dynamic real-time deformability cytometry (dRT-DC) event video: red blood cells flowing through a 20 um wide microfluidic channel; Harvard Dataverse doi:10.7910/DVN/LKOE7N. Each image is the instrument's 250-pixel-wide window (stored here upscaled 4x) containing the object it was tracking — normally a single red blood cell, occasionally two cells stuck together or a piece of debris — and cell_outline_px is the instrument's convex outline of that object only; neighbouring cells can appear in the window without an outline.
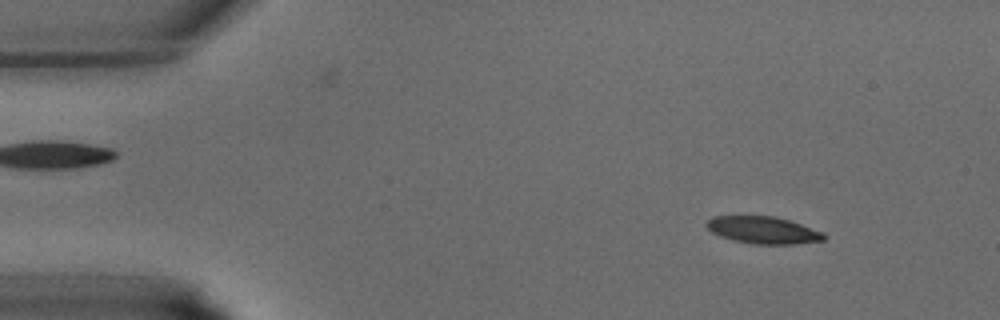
{"species": "common noctule bat (a hibernating species)", "species_latin": "Nyctalus noctula", "temperature_condition": "warm", "stored_images_in_passage": 37, "camera_frame_rate_fps": 3000, "um_per_image_px": 0.085, "animal": {"sex": "male", "body_mass_g": 15.6}, "frame": {"image": 1, "passage_image": 1, "time_ms": 0.0, "image_size_px": [1000, 320], "cell_outline_px": [[824, 240], [792, 244], [756, 244], [732, 240], [720, 236], [712, 232], [704, 224], [712, 216], [776, 216], [824, 232]], "centroid_in_image_um": [64.83, 19.55], "position_along_channel_um": 20.2, "area_um2": 18.44}}
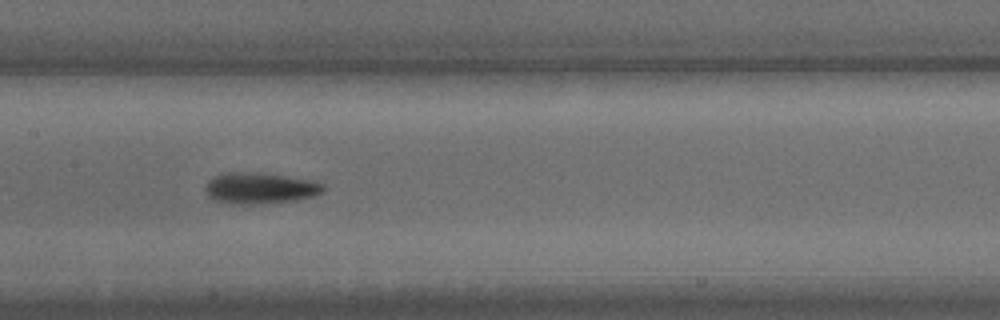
{"frame": {"image": 2, "passage_image": 16, "time_ms": 5.0, "image_size_px": [1000, 320], "cell_outline_px": [[324, 188], [320, 192], [312, 196], [296, 200], [260, 204], [232, 204], [216, 200], [208, 196], [204, 192], [204, 188], [208, 180], [216, 176], [232, 172], [284, 176], [312, 180], [324, 184]], "centroid_in_image_um": [22.07, 16.02], "position_along_channel_um": 185.3, "area_um2": 20.92}}
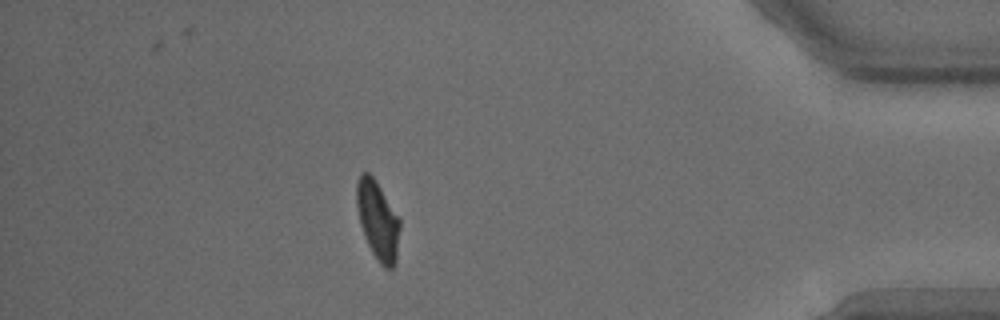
{"frame": {"image": 3, "passage_image": 32, "time_ms": 10.333, "image_size_px": [1000, 320], "cell_outline_px": [[400, 228], [396, 264], [392, 268], [384, 268], [380, 264], [372, 252], [364, 236], [360, 224], [356, 204], [356, 184], [360, 172], [368, 172], [376, 180], [400, 220]], "centroid_in_image_um": [32.1, 18.73], "position_along_channel_um": 403.1, "area_um2": 19.88}}